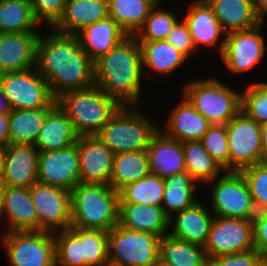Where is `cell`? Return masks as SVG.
I'll list each match as a JSON object with an SVG mask.
<instances>
[{
    "label": "cell",
    "instance_id": "obj_1",
    "mask_svg": "<svg viewBox=\"0 0 267 266\" xmlns=\"http://www.w3.org/2000/svg\"><path fill=\"white\" fill-rule=\"evenodd\" d=\"M47 35V36H46ZM37 42L36 68L55 98L94 84V63L76 35L49 31Z\"/></svg>",
    "mask_w": 267,
    "mask_h": 266
},
{
    "label": "cell",
    "instance_id": "obj_2",
    "mask_svg": "<svg viewBox=\"0 0 267 266\" xmlns=\"http://www.w3.org/2000/svg\"><path fill=\"white\" fill-rule=\"evenodd\" d=\"M142 74L141 50L134 35L94 62V84L120 106H140Z\"/></svg>",
    "mask_w": 267,
    "mask_h": 266
},
{
    "label": "cell",
    "instance_id": "obj_3",
    "mask_svg": "<svg viewBox=\"0 0 267 266\" xmlns=\"http://www.w3.org/2000/svg\"><path fill=\"white\" fill-rule=\"evenodd\" d=\"M71 226L109 232L118 224L119 192L107 184L78 183L70 191Z\"/></svg>",
    "mask_w": 267,
    "mask_h": 266
},
{
    "label": "cell",
    "instance_id": "obj_4",
    "mask_svg": "<svg viewBox=\"0 0 267 266\" xmlns=\"http://www.w3.org/2000/svg\"><path fill=\"white\" fill-rule=\"evenodd\" d=\"M56 103L68 115L79 136L97 135L120 107L95 84L65 92L56 98Z\"/></svg>",
    "mask_w": 267,
    "mask_h": 266
},
{
    "label": "cell",
    "instance_id": "obj_5",
    "mask_svg": "<svg viewBox=\"0 0 267 266\" xmlns=\"http://www.w3.org/2000/svg\"><path fill=\"white\" fill-rule=\"evenodd\" d=\"M139 109L120 106L97 134L114 154L146 150L150 138L158 131V124Z\"/></svg>",
    "mask_w": 267,
    "mask_h": 266
},
{
    "label": "cell",
    "instance_id": "obj_6",
    "mask_svg": "<svg viewBox=\"0 0 267 266\" xmlns=\"http://www.w3.org/2000/svg\"><path fill=\"white\" fill-rule=\"evenodd\" d=\"M185 85L183 95L212 124H227L241 111V93L217 77Z\"/></svg>",
    "mask_w": 267,
    "mask_h": 266
},
{
    "label": "cell",
    "instance_id": "obj_7",
    "mask_svg": "<svg viewBox=\"0 0 267 266\" xmlns=\"http://www.w3.org/2000/svg\"><path fill=\"white\" fill-rule=\"evenodd\" d=\"M161 236L114 226L108 232V262L113 266H152L159 260Z\"/></svg>",
    "mask_w": 267,
    "mask_h": 266
},
{
    "label": "cell",
    "instance_id": "obj_8",
    "mask_svg": "<svg viewBox=\"0 0 267 266\" xmlns=\"http://www.w3.org/2000/svg\"><path fill=\"white\" fill-rule=\"evenodd\" d=\"M0 86L14 109L52 108L56 98L36 67L0 75Z\"/></svg>",
    "mask_w": 267,
    "mask_h": 266
},
{
    "label": "cell",
    "instance_id": "obj_9",
    "mask_svg": "<svg viewBox=\"0 0 267 266\" xmlns=\"http://www.w3.org/2000/svg\"><path fill=\"white\" fill-rule=\"evenodd\" d=\"M0 237L11 266H56L54 233L3 232Z\"/></svg>",
    "mask_w": 267,
    "mask_h": 266
},
{
    "label": "cell",
    "instance_id": "obj_10",
    "mask_svg": "<svg viewBox=\"0 0 267 266\" xmlns=\"http://www.w3.org/2000/svg\"><path fill=\"white\" fill-rule=\"evenodd\" d=\"M226 126L229 171L262 163L261 127L242 110Z\"/></svg>",
    "mask_w": 267,
    "mask_h": 266
},
{
    "label": "cell",
    "instance_id": "obj_11",
    "mask_svg": "<svg viewBox=\"0 0 267 266\" xmlns=\"http://www.w3.org/2000/svg\"><path fill=\"white\" fill-rule=\"evenodd\" d=\"M204 249L207 260L255 250L253 226L245 219L215 216Z\"/></svg>",
    "mask_w": 267,
    "mask_h": 266
},
{
    "label": "cell",
    "instance_id": "obj_12",
    "mask_svg": "<svg viewBox=\"0 0 267 266\" xmlns=\"http://www.w3.org/2000/svg\"><path fill=\"white\" fill-rule=\"evenodd\" d=\"M262 25L226 33L220 58L228 71L241 74L260 64L266 51Z\"/></svg>",
    "mask_w": 267,
    "mask_h": 266
},
{
    "label": "cell",
    "instance_id": "obj_13",
    "mask_svg": "<svg viewBox=\"0 0 267 266\" xmlns=\"http://www.w3.org/2000/svg\"><path fill=\"white\" fill-rule=\"evenodd\" d=\"M29 192L38 215V231L56 233L69 229L70 191L36 182Z\"/></svg>",
    "mask_w": 267,
    "mask_h": 266
},
{
    "label": "cell",
    "instance_id": "obj_14",
    "mask_svg": "<svg viewBox=\"0 0 267 266\" xmlns=\"http://www.w3.org/2000/svg\"><path fill=\"white\" fill-rule=\"evenodd\" d=\"M223 173L218 180L207 183L213 187L209 196L211 212L214 216L244 219L252 200L248 184L240 171Z\"/></svg>",
    "mask_w": 267,
    "mask_h": 266
},
{
    "label": "cell",
    "instance_id": "obj_15",
    "mask_svg": "<svg viewBox=\"0 0 267 266\" xmlns=\"http://www.w3.org/2000/svg\"><path fill=\"white\" fill-rule=\"evenodd\" d=\"M38 182L67 191L80 183L77 143L62 150L39 152Z\"/></svg>",
    "mask_w": 267,
    "mask_h": 266
},
{
    "label": "cell",
    "instance_id": "obj_16",
    "mask_svg": "<svg viewBox=\"0 0 267 266\" xmlns=\"http://www.w3.org/2000/svg\"><path fill=\"white\" fill-rule=\"evenodd\" d=\"M80 183H110L114 153L97 135L79 136Z\"/></svg>",
    "mask_w": 267,
    "mask_h": 266
},
{
    "label": "cell",
    "instance_id": "obj_17",
    "mask_svg": "<svg viewBox=\"0 0 267 266\" xmlns=\"http://www.w3.org/2000/svg\"><path fill=\"white\" fill-rule=\"evenodd\" d=\"M40 32L0 33V75L36 67Z\"/></svg>",
    "mask_w": 267,
    "mask_h": 266
},
{
    "label": "cell",
    "instance_id": "obj_18",
    "mask_svg": "<svg viewBox=\"0 0 267 266\" xmlns=\"http://www.w3.org/2000/svg\"><path fill=\"white\" fill-rule=\"evenodd\" d=\"M1 218L7 223L5 232L38 231V215L29 188L4 186Z\"/></svg>",
    "mask_w": 267,
    "mask_h": 266
},
{
    "label": "cell",
    "instance_id": "obj_19",
    "mask_svg": "<svg viewBox=\"0 0 267 266\" xmlns=\"http://www.w3.org/2000/svg\"><path fill=\"white\" fill-rule=\"evenodd\" d=\"M39 151L30 144H9L0 182L3 186L30 188L38 182Z\"/></svg>",
    "mask_w": 267,
    "mask_h": 266
},
{
    "label": "cell",
    "instance_id": "obj_20",
    "mask_svg": "<svg viewBox=\"0 0 267 266\" xmlns=\"http://www.w3.org/2000/svg\"><path fill=\"white\" fill-rule=\"evenodd\" d=\"M192 2L183 20L188 26L196 50L199 46L206 48L218 46V53L221 55L225 44V38L221 36L226 35V32L205 0Z\"/></svg>",
    "mask_w": 267,
    "mask_h": 266
},
{
    "label": "cell",
    "instance_id": "obj_21",
    "mask_svg": "<svg viewBox=\"0 0 267 266\" xmlns=\"http://www.w3.org/2000/svg\"><path fill=\"white\" fill-rule=\"evenodd\" d=\"M209 210L210 208L207 209L200 199L192 207L174 214L169 218L168 234L174 238L205 247L215 217Z\"/></svg>",
    "mask_w": 267,
    "mask_h": 266
},
{
    "label": "cell",
    "instance_id": "obj_22",
    "mask_svg": "<svg viewBox=\"0 0 267 266\" xmlns=\"http://www.w3.org/2000/svg\"><path fill=\"white\" fill-rule=\"evenodd\" d=\"M146 153L150 174L165 179L186 172L183 143L167 137L160 129L150 138Z\"/></svg>",
    "mask_w": 267,
    "mask_h": 266
},
{
    "label": "cell",
    "instance_id": "obj_23",
    "mask_svg": "<svg viewBox=\"0 0 267 266\" xmlns=\"http://www.w3.org/2000/svg\"><path fill=\"white\" fill-rule=\"evenodd\" d=\"M165 130L159 129L169 138L186 141H201L203 135L212 125L183 96L182 101L170 111Z\"/></svg>",
    "mask_w": 267,
    "mask_h": 266
},
{
    "label": "cell",
    "instance_id": "obj_24",
    "mask_svg": "<svg viewBox=\"0 0 267 266\" xmlns=\"http://www.w3.org/2000/svg\"><path fill=\"white\" fill-rule=\"evenodd\" d=\"M76 36L81 48L94 63L107 54L128 34L110 17L85 26Z\"/></svg>",
    "mask_w": 267,
    "mask_h": 266
},
{
    "label": "cell",
    "instance_id": "obj_25",
    "mask_svg": "<svg viewBox=\"0 0 267 266\" xmlns=\"http://www.w3.org/2000/svg\"><path fill=\"white\" fill-rule=\"evenodd\" d=\"M78 138L68 115L56 103L47 112L34 146L39 152L62 150L75 144Z\"/></svg>",
    "mask_w": 267,
    "mask_h": 266
},
{
    "label": "cell",
    "instance_id": "obj_26",
    "mask_svg": "<svg viewBox=\"0 0 267 266\" xmlns=\"http://www.w3.org/2000/svg\"><path fill=\"white\" fill-rule=\"evenodd\" d=\"M108 17V0H67L62 16L51 28L76 35L85 26Z\"/></svg>",
    "mask_w": 267,
    "mask_h": 266
},
{
    "label": "cell",
    "instance_id": "obj_27",
    "mask_svg": "<svg viewBox=\"0 0 267 266\" xmlns=\"http://www.w3.org/2000/svg\"><path fill=\"white\" fill-rule=\"evenodd\" d=\"M118 225L163 237L169 232V218L162 207L119 203Z\"/></svg>",
    "mask_w": 267,
    "mask_h": 266
},
{
    "label": "cell",
    "instance_id": "obj_28",
    "mask_svg": "<svg viewBox=\"0 0 267 266\" xmlns=\"http://www.w3.org/2000/svg\"><path fill=\"white\" fill-rule=\"evenodd\" d=\"M226 33L260 24L253 0H205Z\"/></svg>",
    "mask_w": 267,
    "mask_h": 266
},
{
    "label": "cell",
    "instance_id": "obj_29",
    "mask_svg": "<svg viewBox=\"0 0 267 266\" xmlns=\"http://www.w3.org/2000/svg\"><path fill=\"white\" fill-rule=\"evenodd\" d=\"M141 50L143 69H150L165 76L172 73L188 58L166 40L138 41Z\"/></svg>",
    "mask_w": 267,
    "mask_h": 266
},
{
    "label": "cell",
    "instance_id": "obj_30",
    "mask_svg": "<svg viewBox=\"0 0 267 266\" xmlns=\"http://www.w3.org/2000/svg\"><path fill=\"white\" fill-rule=\"evenodd\" d=\"M196 183L187 172L176 173L164 179L165 191L161 207L168 218L199 201L194 197L199 185Z\"/></svg>",
    "mask_w": 267,
    "mask_h": 266
},
{
    "label": "cell",
    "instance_id": "obj_31",
    "mask_svg": "<svg viewBox=\"0 0 267 266\" xmlns=\"http://www.w3.org/2000/svg\"><path fill=\"white\" fill-rule=\"evenodd\" d=\"M150 174L146 150L114 154L109 185L119 192Z\"/></svg>",
    "mask_w": 267,
    "mask_h": 266
},
{
    "label": "cell",
    "instance_id": "obj_32",
    "mask_svg": "<svg viewBox=\"0 0 267 266\" xmlns=\"http://www.w3.org/2000/svg\"><path fill=\"white\" fill-rule=\"evenodd\" d=\"M155 6L153 0H108V17L128 35H135Z\"/></svg>",
    "mask_w": 267,
    "mask_h": 266
},
{
    "label": "cell",
    "instance_id": "obj_33",
    "mask_svg": "<svg viewBox=\"0 0 267 266\" xmlns=\"http://www.w3.org/2000/svg\"><path fill=\"white\" fill-rule=\"evenodd\" d=\"M51 108L14 109L9 113L10 144L35 145Z\"/></svg>",
    "mask_w": 267,
    "mask_h": 266
},
{
    "label": "cell",
    "instance_id": "obj_34",
    "mask_svg": "<svg viewBox=\"0 0 267 266\" xmlns=\"http://www.w3.org/2000/svg\"><path fill=\"white\" fill-rule=\"evenodd\" d=\"M159 259L169 266H208L204 247L169 234L161 237Z\"/></svg>",
    "mask_w": 267,
    "mask_h": 266
},
{
    "label": "cell",
    "instance_id": "obj_35",
    "mask_svg": "<svg viewBox=\"0 0 267 266\" xmlns=\"http://www.w3.org/2000/svg\"><path fill=\"white\" fill-rule=\"evenodd\" d=\"M30 0H0V33L39 32Z\"/></svg>",
    "mask_w": 267,
    "mask_h": 266
},
{
    "label": "cell",
    "instance_id": "obj_36",
    "mask_svg": "<svg viewBox=\"0 0 267 266\" xmlns=\"http://www.w3.org/2000/svg\"><path fill=\"white\" fill-rule=\"evenodd\" d=\"M186 172L197 182L207 184L225 171L206 151L201 141L183 142Z\"/></svg>",
    "mask_w": 267,
    "mask_h": 266
},
{
    "label": "cell",
    "instance_id": "obj_37",
    "mask_svg": "<svg viewBox=\"0 0 267 266\" xmlns=\"http://www.w3.org/2000/svg\"><path fill=\"white\" fill-rule=\"evenodd\" d=\"M164 179L149 174L119 191V203H137L161 207L164 196Z\"/></svg>",
    "mask_w": 267,
    "mask_h": 266
},
{
    "label": "cell",
    "instance_id": "obj_38",
    "mask_svg": "<svg viewBox=\"0 0 267 266\" xmlns=\"http://www.w3.org/2000/svg\"><path fill=\"white\" fill-rule=\"evenodd\" d=\"M80 239L85 266H105L108 262V232L98 229L69 227Z\"/></svg>",
    "mask_w": 267,
    "mask_h": 266
},
{
    "label": "cell",
    "instance_id": "obj_39",
    "mask_svg": "<svg viewBox=\"0 0 267 266\" xmlns=\"http://www.w3.org/2000/svg\"><path fill=\"white\" fill-rule=\"evenodd\" d=\"M160 4L152 9L144 25L134 35L137 41H159L166 40L168 34L179 22L176 14L159 8Z\"/></svg>",
    "mask_w": 267,
    "mask_h": 266
},
{
    "label": "cell",
    "instance_id": "obj_40",
    "mask_svg": "<svg viewBox=\"0 0 267 266\" xmlns=\"http://www.w3.org/2000/svg\"><path fill=\"white\" fill-rule=\"evenodd\" d=\"M241 93V110L259 125L267 123V83L251 82Z\"/></svg>",
    "mask_w": 267,
    "mask_h": 266
},
{
    "label": "cell",
    "instance_id": "obj_41",
    "mask_svg": "<svg viewBox=\"0 0 267 266\" xmlns=\"http://www.w3.org/2000/svg\"><path fill=\"white\" fill-rule=\"evenodd\" d=\"M54 237L56 266H85L81 241L70 229L58 231Z\"/></svg>",
    "mask_w": 267,
    "mask_h": 266
},
{
    "label": "cell",
    "instance_id": "obj_42",
    "mask_svg": "<svg viewBox=\"0 0 267 266\" xmlns=\"http://www.w3.org/2000/svg\"><path fill=\"white\" fill-rule=\"evenodd\" d=\"M206 151L225 170L229 171V148L225 124H212L201 140Z\"/></svg>",
    "mask_w": 267,
    "mask_h": 266
},
{
    "label": "cell",
    "instance_id": "obj_43",
    "mask_svg": "<svg viewBox=\"0 0 267 266\" xmlns=\"http://www.w3.org/2000/svg\"><path fill=\"white\" fill-rule=\"evenodd\" d=\"M245 178L252 199L267 205V164L258 163L240 170Z\"/></svg>",
    "mask_w": 267,
    "mask_h": 266
},
{
    "label": "cell",
    "instance_id": "obj_44",
    "mask_svg": "<svg viewBox=\"0 0 267 266\" xmlns=\"http://www.w3.org/2000/svg\"><path fill=\"white\" fill-rule=\"evenodd\" d=\"M34 16L41 24L46 22L51 28L63 14L67 0H30Z\"/></svg>",
    "mask_w": 267,
    "mask_h": 266
},
{
    "label": "cell",
    "instance_id": "obj_45",
    "mask_svg": "<svg viewBox=\"0 0 267 266\" xmlns=\"http://www.w3.org/2000/svg\"><path fill=\"white\" fill-rule=\"evenodd\" d=\"M208 266H263V257L252 250L212 258L208 260Z\"/></svg>",
    "mask_w": 267,
    "mask_h": 266
},
{
    "label": "cell",
    "instance_id": "obj_46",
    "mask_svg": "<svg viewBox=\"0 0 267 266\" xmlns=\"http://www.w3.org/2000/svg\"><path fill=\"white\" fill-rule=\"evenodd\" d=\"M166 41L184 54L187 58L192 56V53H196L194 52L196 48L193 44L188 26L183 19H181L180 22H178L168 34Z\"/></svg>",
    "mask_w": 267,
    "mask_h": 266
},
{
    "label": "cell",
    "instance_id": "obj_47",
    "mask_svg": "<svg viewBox=\"0 0 267 266\" xmlns=\"http://www.w3.org/2000/svg\"><path fill=\"white\" fill-rule=\"evenodd\" d=\"M253 241L255 250L262 257H267V216L253 225Z\"/></svg>",
    "mask_w": 267,
    "mask_h": 266
},
{
    "label": "cell",
    "instance_id": "obj_48",
    "mask_svg": "<svg viewBox=\"0 0 267 266\" xmlns=\"http://www.w3.org/2000/svg\"><path fill=\"white\" fill-rule=\"evenodd\" d=\"M267 216V205L261 201L252 199L244 219L252 226L262 221Z\"/></svg>",
    "mask_w": 267,
    "mask_h": 266
},
{
    "label": "cell",
    "instance_id": "obj_49",
    "mask_svg": "<svg viewBox=\"0 0 267 266\" xmlns=\"http://www.w3.org/2000/svg\"><path fill=\"white\" fill-rule=\"evenodd\" d=\"M0 144L8 146L9 137V114H0Z\"/></svg>",
    "mask_w": 267,
    "mask_h": 266
},
{
    "label": "cell",
    "instance_id": "obj_50",
    "mask_svg": "<svg viewBox=\"0 0 267 266\" xmlns=\"http://www.w3.org/2000/svg\"><path fill=\"white\" fill-rule=\"evenodd\" d=\"M255 13L261 23L267 16V0H253ZM265 16V17H264Z\"/></svg>",
    "mask_w": 267,
    "mask_h": 266
},
{
    "label": "cell",
    "instance_id": "obj_51",
    "mask_svg": "<svg viewBox=\"0 0 267 266\" xmlns=\"http://www.w3.org/2000/svg\"><path fill=\"white\" fill-rule=\"evenodd\" d=\"M261 127L262 163L267 164V123Z\"/></svg>",
    "mask_w": 267,
    "mask_h": 266
},
{
    "label": "cell",
    "instance_id": "obj_52",
    "mask_svg": "<svg viewBox=\"0 0 267 266\" xmlns=\"http://www.w3.org/2000/svg\"><path fill=\"white\" fill-rule=\"evenodd\" d=\"M12 111L6 95L0 86V114H9Z\"/></svg>",
    "mask_w": 267,
    "mask_h": 266
},
{
    "label": "cell",
    "instance_id": "obj_53",
    "mask_svg": "<svg viewBox=\"0 0 267 266\" xmlns=\"http://www.w3.org/2000/svg\"><path fill=\"white\" fill-rule=\"evenodd\" d=\"M7 146L0 144V178L2 177V172L6 160Z\"/></svg>",
    "mask_w": 267,
    "mask_h": 266
},
{
    "label": "cell",
    "instance_id": "obj_54",
    "mask_svg": "<svg viewBox=\"0 0 267 266\" xmlns=\"http://www.w3.org/2000/svg\"><path fill=\"white\" fill-rule=\"evenodd\" d=\"M4 186L0 182V221H1V207H2V192H3Z\"/></svg>",
    "mask_w": 267,
    "mask_h": 266
},
{
    "label": "cell",
    "instance_id": "obj_55",
    "mask_svg": "<svg viewBox=\"0 0 267 266\" xmlns=\"http://www.w3.org/2000/svg\"><path fill=\"white\" fill-rule=\"evenodd\" d=\"M152 266H169L168 264L163 263L160 259L156 261Z\"/></svg>",
    "mask_w": 267,
    "mask_h": 266
},
{
    "label": "cell",
    "instance_id": "obj_56",
    "mask_svg": "<svg viewBox=\"0 0 267 266\" xmlns=\"http://www.w3.org/2000/svg\"><path fill=\"white\" fill-rule=\"evenodd\" d=\"M263 266H267V257H263Z\"/></svg>",
    "mask_w": 267,
    "mask_h": 266
},
{
    "label": "cell",
    "instance_id": "obj_57",
    "mask_svg": "<svg viewBox=\"0 0 267 266\" xmlns=\"http://www.w3.org/2000/svg\"><path fill=\"white\" fill-rule=\"evenodd\" d=\"M156 4H159L162 0H153Z\"/></svg>",
    "mask_w": 267,
    "mask_h": 266
}]
</instances>
